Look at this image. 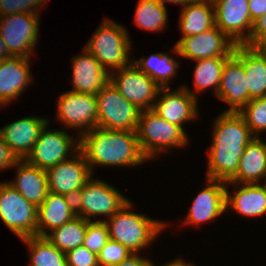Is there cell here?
<instances>
[{
	"instance_id": "obj_34",
	"label": "cell",
	"mask_w": 266,
	"mask_h": 266,
	"mask_svg": "<svg viewBox=\"0 0 266 266\" xmlns=\"http://www.w3.org/2000/svg\"><path fill=\"white\" fill-rule=\"evenodd\" d=\"M109 240L107 225L104 221H89L83 245L98 254Z\"/></svg>"
},
{
	"instance_id": "obj_35",
	"label": "cell",
	"mask_w": 266,
	"mask_h": 266,
	"mask_svg": "<svg viewBox=\"0 0 266 266\" xmlns=\"http://www.w3.org/2000/svg\"><path fill=\"white\" fill-rule=\"evenodd\" d=\"M47 2L48 0H0V17L16 13L40 15Z\"/></svg>"
},
{
	"instance_id": "obj_13",
	"label": "cell",
	"mask_w": 266,
	"mask_h": 266,
	"mask_svg": "<svg viewBox=\"0 0 266 266\" xmlns=\"http://www.w3.org/2000/svg\"><path fill=\"white\" fill-rule=\"evenodd\" d=\"M236 44L216 25L202 33L180 38L171 52L178 57L191 61L212 58L230 57Z\"/></svg>"
},
{
	"instance_id": "obj_6",
	"label": "cell",
	"mask_w": 266,
	"mask_h": 266,
	"mask_svg": "<svg viewBox=\"0 0 266 266\" xmlns=\"http://www.w3.org/2000/svg\"><path fill=\"white\" fill-rule=\"evenodd\" d=\"M130 200L118 188L93 175L74 198L76 216L88 221H104ZM102 216L106 218H100Z\"/></svg>"
},
{
	"instance_id": "obj_37",
	"label": "cell",
	"mask_w": 266,
	"mask_h": 266,
	"mask_svg": "<svg viewBox=\"0 0 266 266\" xmlns=\"http://www.w3.org/2000/svg\"><path fill=\"white\" fill-rule=\"evenodd\" d=\"M68 266H99L97 254L84 245L65 253Z\"/></svg>"
},
{
	"instance_id": "obj_23",
	"label": "cell",
	"mask_w": 266,
	"mask_h": 266,
	"mask_svg": "<svg viewBox=\"0 0 266 266\" xmlns=\"http://www.w3.org/2000/svg\"><path fill=\"white\" fill-rule=\"evenodd\" d=\"M37 212V236L45 237L76 217L74 198L49 191Z\"/></svg>"
},
{
	"instance_id": "obj_26",
	"label": "cell",
	"mask_w": 266,
	"mask_h": 266,
	"mask_svg": "<svg viewBox=\"0 0 266 266\" xmlns=\"http://www.w3.org/2000/svg\"><path fill=\"white\" fill-rule=\"evenodd\" d=\"M266 177V148L261 137H254L244 148L236 175L229 181L237 184H260Z\"/></svg>"
},
{
	"instance_id": "obj_8",
	"label": "cell",
	"mask_w": 266,
	"mask_h": 266,
	"mask_svg": "<svg viewBox=\"0 0 266 266\" xmlns=\"http://www.w3.org/2000/svg\"><path fill=\"white\" fill-rule=\"evenodd\" d=\"M96 98L97 127L106 130L136 131L141 110L124 98L110 81Z\"/></svg>"
},
{
	"instance_id": "obj_42",
	"label": "cell",
	"mask_w": 266,
	"mask_h": 266,
	"mask_svg": "<svg viewBox=\"0 0 266 266\" xmlns=\"http://www.w3.org/2000/svg\"><path fill=\"white\" fill-rule=\"evenodd\" d=\"M153 266H157L155 265L154 261H153ZM160 266H196V265L190 262H186V260H184L181 256H179L174 258L173 260L161 264Z\"/></svg>"
},
{
	"instance_id": "obj_20",
	"label": "cell",
	"mask_w": 266,
	"mask_h": 266,
	"mask_svg": "<svg viewBox=\"0 0 266 266\" xmlns=\"http://www.w3.org/2000/svg\"><path fill=\"white\" fill-rule=\"evenodd\" d=\"M72 57V89L69 91L96 96L109 82V73L84 47L79 55Z\"/></svg>"
},
{
	"instance_id": "obj_31",
	"label": "cell",
	"mask_w": 266,
	"mask_h": 266,
	"mask_svg": "<svg viewBox=\"0 0 266 266\" xmlns=\"http://www.w3.org/2000/svg\"><path fill=\"white\" fill-rule=\"evenodd\" d=\"M156 0H138L134 23L142 30L158 33L167 28L168 8Z\"/></svg>"
},
{
	"instance_id": "obj_1",
	"label": "cell",
	"mask_w": 266,
	"mask_h": 266,
	"mask_svg": "<svg viewBox=\"0 0 266 266\" xmlns=\"http://www.w3.org/2000/svg\"><path fill=\"white\" fill-rule=\"evenodd\" d=\"M214 119L205 175L229 182L237 173L244 148L255 136L239 113L221 112Z\"/></svg>"
},
{
	"instance_id": "obj_17",
	"label": "cell",
	"mask_w": 266,
	"mask_h": 266,
	"mask_svg": "<svg viewBox=\"0 0 266 266\" xmlns=\"http://www.w3.org/2000/svg\"><path fill=\"white\" fill-rule=\"evenodd\" d=\"M205 187L192 200L182 225L200 226L226 214V182L205 178Z\"/></svg>"
},
{
	"instance_id": "obj_32",
	"label": "cell",
	"mask_w": 266,
	"mask_h": 266,
	"mask_svg": "<svg viewBox=\"0 0 266 266\" xmlns=\"http://www.w3.org/2000/svg\"><path fill=\"white\" fill-rule=\"evenodd\" d=\"M29 249L30 266H68L65 253L52 245L46 237L21 239Z\"/></svg>"
},
{
	"instance_id": "obj_9",
	"label": "cell",
	"mask_w": 266,
	"mask_h": 266,
	"mask_svg": "<svg viewBox=\"0 0 266 266\" xmlns=\"http://www.w3.org/2000/svg\"><path fill=\"white\" fill-rule=\"evenodd\" d=\"M37 207L6 181H0V219L20 240L37 236Z\"/></svg>"
},
{
	"instance_id": "obj_33",
	"label": "cell",
	"mask_w": 266,
	"mask_h": 266,
	"mask_svg": "<svg viewBox=\"0 0 266 266\" xmlns=\"http://www.w3.org/2000/svg\"><path fill=\"white\" fill-rule=\"evenodd\" d=\"M238 113L255 137L266 133V96L251 99Z\"/></svg>"
},
{
	"instance_id": "obj_4",
	"label": "cell",
	"mask_w": 266,
	"mask_h": 266,
	"mask_svg": "<svg viewBox=\"0 0 266 266\" xmlns=\"http://www.w3.org/2000/svg\"><path fill=\"white\" fill-rule=\"evenodd\" d=\"M136 133L140 150L150 162L164 153H171L173 148H187L190 143L187 132L152 109L141 110Z\"/></svg>"
},
{
	"instance_id": "obj_36",
	"label": "cell",
	"mask_w": 266,
	"mask_h": 266,
	"mask_svg": "<svg viewBox=\"0 0 266 266\" xmlns=\"http://www.w3.org/2000/svg\"><path fill=\"white\" fill-rule=\"evenodd\" d=\"M132 253L127 247L109 239L97 254L99 266H119Z\"/></svg>"
},
{
	"instance_id": "obj_19",
	"label": "cell",
	"mask_w": 266,
	"mask_h": 266,
	"mask_svg": "<svg viewBox=\"0 0 266 266\" xmlns=\"http://www.w3.org/2000/svg\"><path fill=\"white\" fill-rule=\"evenodd\" d=\"M30 59L32 58L11 56L2 60L0 64V107L9 106L11 102L18 100L32 84L34 78L30 70Z\"/></svg>"
},
{
	"instance_id": "obj_11",
	"label": "cell",
	"mask_w": 266,
	"mask_h": 266,
	"mask_svg": "<svg viewBox=\"0 0 266 266\" xmlns=\"http://www.w3.org/2000/svg\"><path fill=\"white\" fill-rule=\"evenodd\" d=\"M40 20V15L32 13L0 17V36L12 56L33 57L36 45L40 41Z\"/></svg>"
},
{
	"instance_id": "obj_40",
	"label": "cell",
	"mask_w": 266,
	"mask_h": 266,
	"mask_svg": "<svg viewBox=\"0 0 266 266\" xmlns=\"http://www.w3.org/2000/svg\"><path fill=\"white\" fill-rule=\"evenodd\" d=\"M142 255L143 253H130L119 266H153V261L149 257Z\"/></svg>"
},
{
	"instance_id": "obj_38",
	"label": "cell",
	"mask_w": 266,
	"mask_h": 266,
	"mask_svg": "<svg viewBox=\"0 0 266 266\" xmlns=\"http://www.w3.org/2000/svg\"><path fill=\"white\" fill-rule=\"evenodd\" d=\"M245 45L266 50V15L253 22L249 41Z\"/></svg>"
},
{
	"instance_id": "obj_39",
	"label": "cell",
	"mask_w": 266,
	"mask_h": 266,
	"mask_svg": "<svg viewBox=\"0 0 266 266\" xmlns=\"http://www.w3.org/2000/svg\"><path fill=\"white\" fill-rule=\"evenodd\" d=\"M19 161L18 156L0 137V172L7 169H14Z\"/></svg>"
},
{
	"instance_id": "obj_29",
	"label": "cell",
	"mask_w": 266,
	"mask_h": 266,
	"mask_svg": "<svg viewBox=\"0 0 266 266\" xmlns=\"http://www.w3.org/2000/svg\"><path fill=\"white\" fill-rule=\"evenodd\" d=\"M180 61L172 57L167 52H157L150 54L147 58H133V63L151 79H153L161 88H169L170 82L176 77L179 71Z\"/></svg>"
},
{
	"instance_id": "obj_30",
	"label": "cell",
	"mask_w": 266,
	"mask_h": 266,
	"mask_svg": "<svg viewBox=\"0 0 266 266\" xmlns=\"http://www.w3.org/2000/svg\"><path fill=\"white\" fill-rule=\"evenodd\" d=\"M88 222V220L76 216L61 227L49 232L45 237L52 245L66 253L83 245Z\"/></svg>"
},
{
	"instance_id": "obj_44",
	"label": "cell",
	"mask_w": 266,
	"mask_h": 266,
	"mask_svg": "<svg viewBox=\"0 0 266 266\" xmlns=\"http://www.w3.org/2000/svg\"><path fill=\"white\" fill-rule=\"evenodd\" d=\"M12 55L8 52L7 46L4 43L2 37L0 36V59H6L11 57Z\"/></svg>"
},
{
	"instance_id": "obj_15",
	"label": "cell",
	"mask_w": 266,
	"mask_h": 266,
	"mask_svg": "<svg viewBox=\"0 0 266 266\" xmlns=\"http://www.w3.org/2000/svg\"><path fill=\"white\" fill-rule=\"evenodd\" d=\"M199 101L183 86H178L174 91L171 90V87L160 88L152 110L169 123L180 126L186 132L184 127L186 123L198 120Z\"/></svg>"
},
{
	"instance_id": "obj_24",
	"label": "cell",
	"mask_w": 266,
	"mask_h": 266,
	"mask_svg": "<svg viewBox=\"0 0 266 266\" xmlns=\"http://www.w3.org/2000/svg\"><path fill=\"white\" fill-rule=\"evenodd\" d=\"M14 168L15 179L6 182L38 208L49 192L46 170L30 165L25 160H20Z\"/></svg>"
},
{
	"instance_id": "obj_14",
	"label": "cell",
	"mask_w": 266,
	"mask_h": 266,
	"mask_svg": "<svg viewBox=\"0 0 266 266\" xmlns=\"http://www.w3.org/2000/svg\"><path fill=\"white\" fill-rule=\"evenodd\" d=\"M215 25L236 45H245L253 27L248 0H216Z\"/></svg>"
},
{
	"instance_id": "obj_18",
	"label": "cell",
	"mask_w": 266,
	"mask_h": 266,
	"mask_svg": "<svg viewBox=\"0 0 266 266\" xmlns=\"http://www.w3.org/2000/svg\"><path fill=\"white\" fill-rule=\"evenodd\" d=\"M246 78L242 62L232 54L223 66L216 95L229 107L223 112L238 113L250 101Z\"/></svg>"
},
{
	"instance_id": "obj_46",
	"label": "cell",
	"mask_w": 266,
	"mask_h": 266,
	"mask_svg": "<svg viewBox=\"0 0 266 266\" xmlns=\"http://www.w3.org/2000/svg\"><path fill=\"white\" fill-rule=\"evenodd\" d=\"M262 184L266 187V177H265V179H264Z\"/></svg>"
},
{
	"instance_id": "obj_27",
	"label": "cell",
	"mask_w": 266,
	"mask_h": 266,
	"mask_svg": "<svg viewBox=\"0 0 266 266\" xmlns=\"http://www.w3.org/2000/svg\"><path fill=\"white\" fill-rule=\"evenodd\" d=\"M215 26L212 2L194 0L181 7L178 28L181 38L196 35Z\"/></svg>"
},
{
	"instance_id": "obj_47",
	"label": "cell",
	"mask_w": 266,
	"mask_h": 266,
	"mask_svg": "<svg viewBox=\"0 0 266 266\" xmlns=\"http://www.w3.org/2000/svg\"><path fill=\"white\" fill-rule=\"evenodd\" d=\"M263 143H264L265 148H266V139H263Z\"/></svg>"
},
{
	"instance_id": "obj_5",
	"label": "cell",
	"mask_w": 266,
	"mask_h": 266,
	"mask_svg": "<svg viewBox=\"0 0 266 266\" xmlns=\"http://www.w3.org/2000/svg\"><path fill=\"white\" fill-rule=\"evenodd\" d=\"M132 46L133 43L127 28L110 18H105L84 48L110 74L133 62V58L130 57Z\"/></svg>"
},
{
	"instance_id": "obj_7",
	"label": "cell",
	"mask_w": 266,
	"mask_h": 266,
	"mask_svg": "<svg viewBox=\"0 0 266 266\" xmlns=\"http://www.w3.org/2000/svg\"><path fill=\"white\" fill-rule=\"evenodd\" d=\"M50 123L49 121L41 130L31 152L24 159L30 165L46 171L58 163L70 159L80 151L79 136L74 133L71 136L68 130L63 128L51 130L48 127Z\"/></svg>"
},
{
	"instance_id": "obj_10",
	"label": "cell",
	"mask_w": 266,
	"mask_h": 266,
	"mask_svg": "<svg viewBox=\"0 0 266 266\" xmlns=\"http://www.w3.org/2000/svg\"><path fill=\"white\" fill-rule=\"evenodd\" d=\"M56 119L65 130H76L81 137L97 127V98L94 95L66 91L57 96ZM78 131V132H77ZM78 133V134H77Z\"/></svg>"
},
{
	"instance_id": "obj_45",
	"label": "cell",
	"mask_w": 266,
	"mask_h": 266,
	"mask_svg": "<svg viewBox=\"0 0 266 266\" xmlns=\"http://www.w3.org/2000/svg\"><path fill=\"white\" fill-rule=\"evenodd\" d=\"M202 1H208L214 3L216 0H202Z\"/></svg>"
},
{
	"instance_id": "obj_25",
	"label": "cell",
	"mask_w": 266,
	"mask_h": 266,
	"mask_svg": "<svg viewBox=\"0 0 266 266\" xmlns=\"http://www.w3.org/2000/svg\"><path fill=\"white\" fill-rule=\"evenodd\" d=\"M233 54L244 66L250 100L266 96V50L236 45Z\"/></svg>"
},
{
	"instance_id": "obj_22",
	"label": "cell",
	"mask_w": 266,
	"mask_h": 266,
	"mask_svg": "<svg viewBox=\"0 0 266 266\" xmlns=\"http://www.w3.org/2000/svg\"><path fill=\"white\" fill-rule=\"evenodd\" d=\"M236 190H229V187ZM234 191V193L231 192ZM236 191V192H235ZM235 211L241 217L256 219L266 215V187L260 184L226 182V213Z\"/></svg>"
},
{
	"instance_id": "obj_3",
	"label": "cell",
	"mask_w": 266,
	"mask_h": 266,
	"mask_svg": "<svg viewBox=\"0 0 266 266\" xmlns=\"http://www.w3.org/2000/svg\"><path fill=\"white\" fill-rule=\"evenodd\" d=\"M131 200L112 217L104 220L109 239L127 247L132 253H142L151 247L158 236H161L169 225L168 221L156 220L146 214L134 212ZM134 207V208H133Z\"/></svg>"
},
{
	"instance_id": "obj_21",
	"label": "cell",
	"mask_w": 266,
	"mask_h": 266,
	"mask_svg": "<svg viewBox=\"0 0 266 266\" xmlns=\"http://www.w3.org/2000/svg\"><path fill=\"white\" fill-rule=\"evenodd\" d=\"M49 118L25 116L0 128V137L20 160H24L38 140L41 130L49 123Z\"/></svg>"
},
{
	"instance_id": "obj_28",
	"label": "cell",
	"mask_w": 266,
	"mask_h": 266,
	"mask_svg": "<svg viewBox=\"0 0 266 266\" xmlns=\"http://www.w3.org/2000/svg\"><path fill=\"white\" fill-rule=\"evenodd\" d=\"M228 58L212 57L194 61L196 63L192 73L194 90L190 89V87L188 88L185 83L181 86L198 100V96L208 89H213V95L216 96L220 86L222 69Z\"/></svg>"
},
{
	"instance_id": "obj_16",
	"label": "cell",
	"mask_w": 266,
	"mask_h": 266,
	"mask_svg": "<svg viewBox=\"0 0 266 266\" xmlns=\"http://www.w3.org/2000/svg\"><path fill=\"white\" fill-rule=\"evenodd\" d=\"M48 191L75 198L85 183L93 176L84 154L73 157L49 168Z\"/></svg>"
},
{
	"instance_id": "obj_43",
	"label": "cell",
	"mask_w": 266,
	"mask_h": 266,
	"mask_svg": "<svg viewBox=\"0 0 266 266\" xmlns=\"http://www.w3.org/2000/svg\"><path fill=\"white\" fill-rule=\"evenodd\" d=\"M157 2L161 3L162 5L168 4H176L178 6H185L187 3L192 2L194 0H156Z\"/></svg>"
},
{
	"instance_id": "obj_2",
	"label": "cell",
	"mask_w": 266,
	"mask_h": 266,
	"mask_svg": "<svg viewBox=\"0 0 266 266\" xmlns=\"http://www.w3.org/2000/svg\"><path fill=\"white\" fill-rule=\"evenodd\" d=\"M80 151L89 164L92 175L95 167H135L149 161L142 154L136 131H116L95 127L80 137Z\"/></svg>"
},
{
	"instance_id": "obj_41",
	"label": "cell",
	"mask_w": 266,
	"mask_h": 266,
	"mask_svg": "<svg viewBox=\"0 0 266 266\" xmlns=\"http://www.w3.org/2000/svg\"><path fill=\"white\" fill-rule=\"evenodd\" d=\"M252 22L266 15V0H248Z\"/></svg>"
},
{
	"instance_id": "obj_12",
	"label": "cell",
	"mask_w": 266,
	"mask_h": 266,
	"mask_svg": "<svg viewBox=\"0 0 266 266\" xmlns=\"http://www.w3.org/2000/svg\"><path fill=\"white\" fill-rule=\"evenodd\" d=\"M110 83L140 110L152 109L160 86L133 62L109 74Z\"/></svg>"
}]
</instances>
